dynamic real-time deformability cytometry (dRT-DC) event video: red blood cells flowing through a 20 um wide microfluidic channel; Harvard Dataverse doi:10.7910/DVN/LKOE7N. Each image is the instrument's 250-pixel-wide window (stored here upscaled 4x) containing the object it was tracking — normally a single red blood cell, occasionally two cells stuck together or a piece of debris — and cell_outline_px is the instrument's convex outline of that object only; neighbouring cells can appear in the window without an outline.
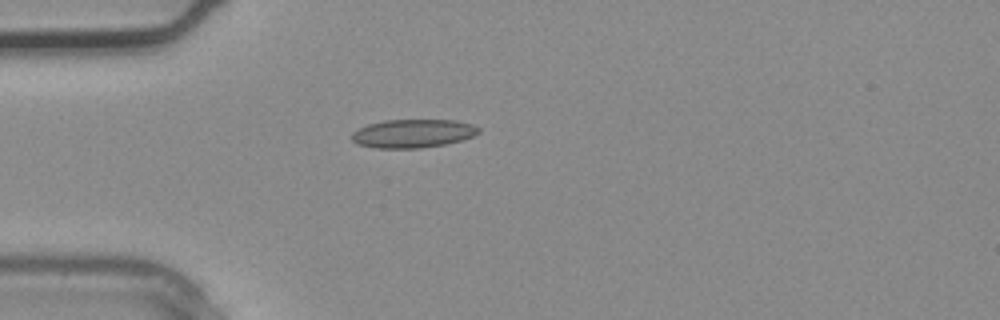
{"species": "common noctule bat (a hibernating species)", "species_latin": "Nyctalus noctula", "temperature_condition": "warm", "stored_images_in_passage": 2, "camera_frame_rate_fps": 3000, "um_per_image_px": 0.085, "animal": {"sex": "male", "body_mass_g": 20.4}, "frame": {"image": 1, "passage_image": 2, "time_ms": 0.333, "image_size_px": [1000, 320], "cell_outline_px": [[480, 132], [472, 136], [460, 140], [444, 144], [420, 148], [376, 148], [356, 144], [352, 140], [352, 132], [368, 124], [384, 120], [456, 120], [472, 124], [480, 128]], "centroid_in_image_um": [35.08, 11.34], "position_along_channel_um": 49.9, "area_um2": 20.98}}